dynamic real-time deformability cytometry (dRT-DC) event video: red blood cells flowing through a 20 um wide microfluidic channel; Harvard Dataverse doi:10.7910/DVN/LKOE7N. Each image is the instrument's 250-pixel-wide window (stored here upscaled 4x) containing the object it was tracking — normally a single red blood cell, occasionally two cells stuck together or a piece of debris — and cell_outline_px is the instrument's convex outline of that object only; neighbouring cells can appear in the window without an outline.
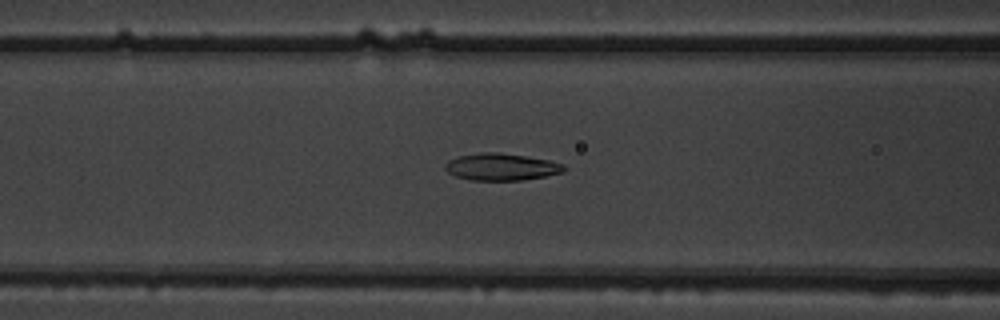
{"species": "common noctule bat (a hibernating species)", "species_latin": "Nyctalus noctula", "temperature_condition": "warm", "stored_images_in_passage": 50, "camera_frame_rate_fps": 3000, "um_per_image_px": 0.085, "animal": {"sex": "male", "body_mass_g": 19.5, "forearm_length_mm": 54.6}, "frame": {"image": 1, "passage_image": 19, "time_ms": 6.0, "image_size_px": [1000, 320], "cell_outline_px": [[568, 168], [564, 172], [544, 176], [520, 180], [472, 180], [456, 176], [448, 172], [444, 168], [444, 164], [448, 160], [460, 156], [480, 152], [496, 152], [528, 156], [548, 160], [564, 164]], "centroid_in_image_um": [42.63, 14.18], "position_along_channel_um": 124.0, "area_um2": 18.73}}
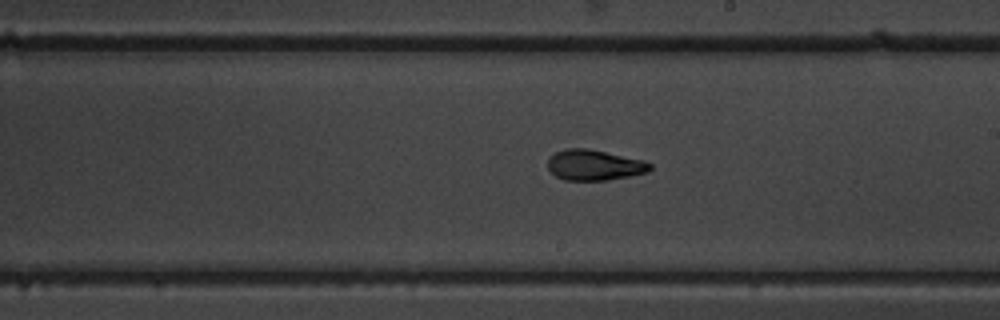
{"frame": {"image": 2, "passage_image": 28, "time_ms": 9.0, "image_size_px": [1000, 320], "cell_outline_px": [[652, 168], [648, 172], [608, 180], [564, 180], [556, 176], [548, 168], [548, 160], [556, 152], [568, 148], [588, 148], [644, 160], [652, 164]], "centroid_in_image_um": [50.54, 14.03], "position_along_channel_um": 238.5, "area_um2": 18.15}}
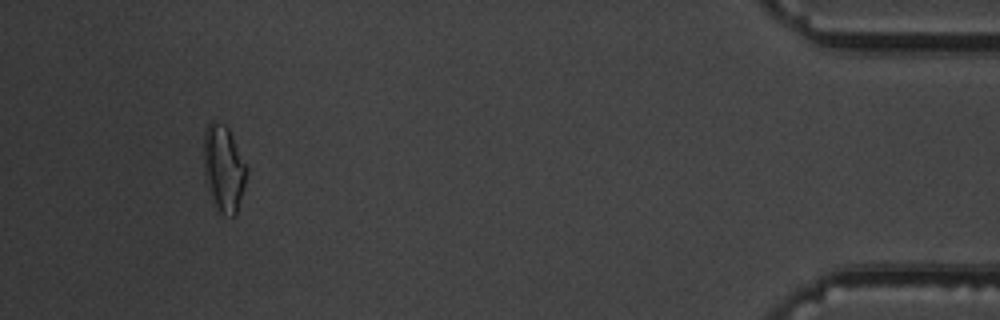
{"frame": {"image": 3, "passage_image": 47, "time_ms": 15.333, "image_size_px": [1000, 320], "cell_outline_px": [[248, 172], [244, 188], [236, 216], [232, 216], [220, 212], [212, 204], [204, 180], [204, 132], [208, 124], [212, 120], [216, 120], [224, 124], [228, 128], [248, 168]], "centroid_in_image_um": [19.0, 14.34], "position_along_channel_um": 416.2, "area_um2": 22.02}, "authors_computed_cell_mechanics": {"area_um2": 18.6983, "velocity_mm_per_s": 3.8238, "shape_relaxation_time_tau1_ms": 4.5476, "shape_relaxation_time_tau2_ms": 1.6946, "deformation_change_tau1": 0.1687, "deformation_change_tau2": 0.0856}}